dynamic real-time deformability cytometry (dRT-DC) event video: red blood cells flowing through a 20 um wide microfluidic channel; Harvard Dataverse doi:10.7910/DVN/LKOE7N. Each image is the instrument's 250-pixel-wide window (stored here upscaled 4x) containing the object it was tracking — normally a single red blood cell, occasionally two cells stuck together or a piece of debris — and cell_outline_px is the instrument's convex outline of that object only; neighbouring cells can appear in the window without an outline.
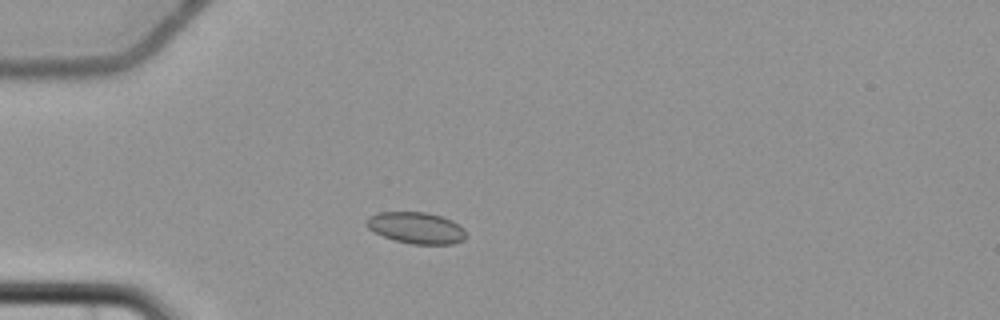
{"species": "common noctule bat (a hibernating species)", "species_latin": "Nyctalus noctula", "temperature_condition": "cold", "stored_images_in_passage": 4, "camera_frame_rate_fps": 3000, "um_per_image_px": 0.085, "animal": {"sex": "female", "body_mass_g": 22.7, "forearm_length_mm": 54.2}, "frame": {"image": 1, "passage_image": 3, "time_ms": 2.333, "image_size_px": [1000, 320], "cell_outline_px": [[468, 236], [464, 240], [452, 244], [412, 244], [396, 240], [384, 236], [368, 228], [364, 224], [364, 220], [368, 216], [380, 212], [428, 212], [452, 220], [464, 228]], "centroid_in_image_um": [35.39, 19.36], "position_along_channel_um": 49.6, "area_um2": 18.38}}